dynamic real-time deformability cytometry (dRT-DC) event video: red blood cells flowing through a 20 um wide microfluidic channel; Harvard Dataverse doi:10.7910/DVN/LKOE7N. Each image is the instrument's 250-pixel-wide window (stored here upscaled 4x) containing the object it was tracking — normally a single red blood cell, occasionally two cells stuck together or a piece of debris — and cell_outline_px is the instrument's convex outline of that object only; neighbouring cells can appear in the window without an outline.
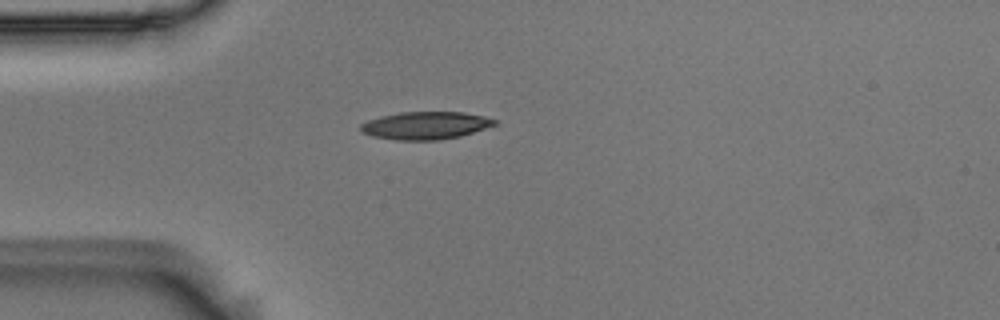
{"species": "Egyptian fruit bat (a non-hibernating species)", "species_latin": "Rousettus aegyptiacus", "temperature_condition": "room temperature", "stored_images_in_passage": 1, "camera_frame_rate_fps": 3000, "um_per_image_px": 0.085, "animal": {"sex": "male"}, "frame": {"image": 1, "passage_image": 1, "time_ms": 0.0, "image_size_px": [1000, 320], "cell_outline_px": [[496, 124], [460, 136], [440, 140], [396, 140], [372, 136], [360, 132], [360, 124], [368, 120], [380, 116], [400, 112], [464, 112], [484, 116], [496, 120]], "centroid_in_image_um": [36.12, 10.66], "position_along_channel_um": 48.9, "area_um2": 21.56}}